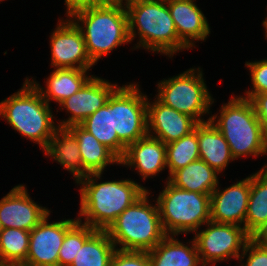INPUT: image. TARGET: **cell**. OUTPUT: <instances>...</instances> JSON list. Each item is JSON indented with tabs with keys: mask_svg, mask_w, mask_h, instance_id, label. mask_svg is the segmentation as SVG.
Here are the masks:
<instances>
[{
	"mask_svg": "<svg viewBox=\"0 0 267 266\" xmlns=\"http://www.w3.org/2000/svg\"><path fill=\"white\" fill-rule=\"evenodd\" d=\"M51 66L89 70L95 64L89 57L83 34L70 18L59 20L50 38Z\"/></svg>",
	"mask_w": 267,
	"mask_h": 266,
	"instance_id": "obj_11",
	"label": "cell"
},
{
	"mask_svg": "<svg viewBox=\"0 0 267 266\" xmlns=\"http://www.w3.org/2000/svg\"><path fill=\"white\" fill-rule=\"evenodd\" d=\"M30 231L18 228L0 230V265L23 264L26 261Z\"/></svg>",
	"mask_w": 267,
	"mask_h": 266,
	"instance_id": "obj_28",
	"label": "cell"
},
{
	"mask_svg": "<svg viewBox=\"0 0 267 266\" xmlns=\"http://www.w3.org/2000/svg\"><path fill=\"white\" fill-rule=\"evenodd\" d=\"M197 124L194 118L161 103L157 98L151 103L147 98L148 135L158 138L164 144L190 134Z\"/></svg>",
	"mask_w": 267,
	"mask_h": 266,
	"instance_id": "obj_16",
	"label": "cell"
},
{
	"mask_svg": "<svg viewBox=\"0 0 267 266\" xmlns=\"http://www.w3.org/2000/svg\"><path fill=\"white\" fill-rule=\"evenodd\" d=\"M113 133L126 147L148 134L147 96L137 83L119 86L113 92Z\"/></svg>",
	"mask_w": 267,
	"mask_h": 266,
	"instance_id": "obj_9",
	"label": "cell"
},
{
	"mask_svg": "<svg viewBox=\"0 0 267 266\" xmlns=\"http://www.w3.org/2000/svg\"><path fill=\"white\" fill-rule=\"evenodd\" d=\"M197 139L200 159L218 173L228 166L230 160H235L224 136L210 120L197 124Z\"/></svg>",
	"mask_w": 267,
	"mask_h": 266,
	"instance_id": "obj_20",
	"label": "cell"
},
{
	"mask_svg": "<svg viewBox=\"0 0 267 266\" xmlns=\"http://www.w3.org/2000/svg\"><path fill=\"white\" fill-rule=\"evenodd\" d=\"M195 0H167L178 38L189 48L196 41H204L210 34L208 20ZM194 41V42H193Z\"/></svg>",
	"mask_w": 267,
	"mask_h": 266,
	"instance_id": "obj_18",
	"label": "cell"
},
{
	"mask_svg": "<svg viewBox=\"0 0 267 266\" xmlns=\"http://www.w3.org/2000/svg\"><path fill=\"white\" fill-rule=\"evenodd\" d=\"M245 63L250 70L254 90L246 91L242 97L251 100L256 94L267 92V59Z\"/></svg>",
	"mask_w": 267,
	"mask_h": 266,
	"instance_id": "obj_31",
	"label": "cell"
},
{
	"mask_svg": "<svg viewBox=\"0 0 267 266\" xmlns=\"http://www.w3.org/2000/svg\"><path fill=\"white\" fill-rule=\"evenodd\" d=\"M117 88V84L92 76L79 91L59 105L71 115L68 119L61 120L58 126L68 128L71 125L81 124L88 116L107 104L109 97Z\"/></svg>",
	"mask_w": 267,
	"mask_h": 266,
	"instance_id": "obj_13",
	"label": "cell"
},
{
	"mask_svg": "<svg viewBox=\"0 0 267 266\" xmlns=\"http://www.w3.org/2000/svg\"><path fill=\"white\" fill-rule=\"evenodd\" d=\"M245 256L248 257L247 261L240 266H267V247L256 237H251L247 241L239 261H242Z\"/></svg>",
	"mask_w": 267,
	"mask_h": 266,
	"instance_id": "obj_32",
	"label": "cell"
},
{
	"mask_svg": "<svg viewBox=\"0 0 267 266\" xmlns=\"http://www.w3.org/2000/svg\"><path fill=\"white\" fill-rule=\"evenodd\" d=\"M207 229L196 231L194 241L202 262L201 266L227 261L229 258L239 259L244 246L251 236L244 227L235 224L215 223L205 224Z\"/></svg>",
	"mask_w": 267,
	"mask_h": 266,
	"instance_id": "obj_10",
	"label": "cell"
},
{
	"mask_svg": "<svg viewBox=\"0 0 267 266\" xmlns=\"http://www.w3.org/2000/svg\"><path fill=\"white\" fill-rule=\"evenodd\" d=\"M156 202L160 221L166 235L196 232L211 221L210 194L186 191L172 185L168 180Z\"/></svg>",
	"mask_w": 267,
	"mask_h": 266,
	"instance_id": "obj_7",
	"label": "cell"
},
{
	"mask_svg": "<svg viewBox=\"0 0 267 266\" xmlns=\"http://www.w3.org/2000/svg\"><path fill=\"white\" fill-rule=\"evenodd\" d=\"M251 102L254 106L256 116L258 117L267 140V92L256 94Z\"/></svg>",
	"mask_w": 267,
	"mask_h": 266,
	"instance_id": "obj_34",
	"label": "cell"
},
{
	"mask_svg": "<svg viewBox=\"0 0 267 266\" xmlns=\"http://www.w3.org/2000/svg\"><path fill=\"white\" fill-rule=\"evenodd\" d=\"M187 246L166 235L152 250L148 251L151 266H198L202 264L194 239Z\"/></svg>",
	"mask_w": 267,
	"mask_h": 266,
	"instance_id": "obj_22",
	"label": "cell"
},
{
	"mask_svg": "<svg viewBox=\"0 0 267 266\" xmlns=\"http://www.w3.org/2000/svg\"><path fill=\"white\" fill-rule=\"evenodd\" d=\"M96 231L82 221H77L65 234L59 250L58 266H70L79 248Z\"/></svg>",
	"mask_w": 267,
	"mask_h": 266,
	"instance_id": "obj_30",
	"label": "cell"
},
{
	"mask_svg": "<svg viewBox=\"0 0 267 266\" xmlns=\"http://www.w3.org/2000/svg\"><path fill=\"white\" fill-rule=\"evenodd\" d=\"M256 238L267 247V227Z\"/></svg>",
	"mask_w": 267,
	"mask_h": 266,
	"instance_id": "obj_37",
	"label": "cell"
},
{
	"mask_svg": "<svg viewBox=\"0 0 267 266\" xmlns=\"http://www.w3.org/2000/svg\"><path fill=\"white\" fill-rule=\"evenodd\" d=\"M67 8L66 16L70 17L74 12L90 6V0H65Z\"/></svg>",
	"mask_w": 267,
	"mask_h": 266,
	"instance_id": "obj_35",
	"label": "cell"
},
{
	"mask_svg": "<svg viewBox=\"0 0 267 266\" xmlns=\"http://www.w3.org/2000/svg\"><path fill=\"white\" fill-rule=\"evenodd\" d=\"M110 266H151L148 252L123 251L116 249L111 258Z\"/></svg>",
	"mask_w": 267,
	"mask_h": 266,
	"instance_id": "obj_33",
	"label": "cell"
},
{
	"mask_svg": "<svg viewBox=\"0 0 267 266\" xmlns=\"http://www.w3.org/2000/svg\"><path fill=\"white\" fill-rule=\"evenodd\" d=\"M121 165L137 170L143 180L162 172L166 165V144L158 138L146 135L126 147Z\"/></svg>",
	"mask_w": 267,
	"mask_h": 266,
	"instance_id": "obj_17",
	"label": "cell"
},
{
	"mask_svg": "<svg viewBox=\"0 0 267 266\" xmlns=\"http://www.w3.org/2000/svg\"><path fill=\"white\" fill-rule=\"evenodd\" d=\"M102 173H91L76 183L80 188V213L77 218L96 230H107L116 218L147 189L131 179L98 183Z\"/></svg>",
	"mask_w": 267,
	"mask_h": 266,
	"instance_id": "obj_1",
	"label": "cell"
},
{
	"mask_svg": "<svg viewBox=\"0 0 267 266\" xmlns=\"http://www.w3.org/2000/svg\"><path fill=\"white\" fill-rule=\"evenodd\" d=\"M200 159L197 139V125L190 134L166 144V165L169 177L189 163Z\"/></svg>",
	"mask_w": 267,
	"mask_h": 266,
	"instance_id": "obj_29",
	"label": "cell"
},
{
	"mask_svg": "<svg viewBox=\"0 0 267 266\" xmlns=\"http://www.w3.org/2000/svg\"><path fill=\"white\" fill-rule=\"evenodd\" d=\"M250 195V176L224 190L217 186L210 194L211 221L244 227Z\"/></svg>",
	"mask_w": 267,
	"mask_h": 266,
	"instance_id": "obj_15",
	"label": "cell"
},
{
	"mask_svg": "<svg viewBox=\"0 0 267 266\" xmlns=\"http://www.w3.org/2000/svg\"><path fill=\"white\" fill-rule=\"evenodd\" d=\"M197 72V73H196ZM156 98L163 104L185 113L194 118L198 123L209 121L201 116L210 113L214 102L203 79V72L190 68L182 74L161 80L157 84Z\"/></svg>",
	"mask_w": 267,
	"mask_h": 266,
	"instance_id": "obj_8",
	"label": "cell"
},
{
	"mask_svg": "<svg viewBox=\"0 0 267 266\" xmlns=\"http://www.w3.org/2000/svg\"><path fill=\"white\" fill-rule=\"evenodd\" d=\"M262 25H263V27L265 28L264 30L266 31L265 33V36H266V38H267V17H266V19L263 21V23H262Z\"/></svg>",
	"mask_w": 267,
	"mask_h": 266,
	"instance_id": "obj_38",
	"label": "cell"
},
{
	"mask_svg": "<svg viewBox=\"0 0 267 266\" xmlns=\"http://www.w3.org/2000/svg\"><path fill=\"white\" fill-rule=\"evenodd\" d=\"M148 190L127 207L106 230L115 248L123 251H150L165 236L157 202L149 203Z\"/></svg>",
	"mask_w": 267,
	"mask_h": 266,
	"instance_id": "obj_6",
	"label": "cell"
},
{
	"mask_svg": "<svg viewBox=\"0 0 267 266\" xmlns=\"http://www.w3.org/2000/svg\"><path fill=\"white\" fill-rule=\"evenodd\" d=\"M25 185L14 186L0 200V227L31 231L50 211L31 199Z\"/></svg>",
	"mask_w": 267,
	"mask_h": 266,
	"instance_id": "obj_14",
	"label": "cell"
},
{
	"mask_svg": "<svg viewBox=\"0 0 267 266\" xmlns=\"http://www.w3.org/2000/svg\"><path fill=\"white\" fill-rule=\"evenodd\" d=\"M68 129L77 139L83 164V178L91 173L103 174L106 166L110 164H120V159L80 124L71 125Z\"/></svg>",
	"mask_w": 267,
	"mask_h": 266,
	"instance_id": "obj_19",
	"label": "cell"
},
{
	"mask_svg": "<svg viewBox=\"0 0 267 266\" xmlns=\"http://www.w3.org/2000/svg\"><path fill=\"white\" fill-rule=\"evenodd\" d=\"M21 89L0 102V116L23 137L44 150L59 128L50 105L27 77Z\"/></svg>",
	"mask_w": 267,
	"mask_h": 266,
	"instance_id": "obj_3",
	"label": "cell"
},
{
	"mask_svg": "<svg viewBox=\"0 0 267 266\" xmlns=\"http://www.w3.org/2000/svg\"><path fill=\"white\" fill-rule=\"evenodd\" d=\"M69 18L80 28L94 63L118 46L131 42L126 7L89 6Z\"/></svg>",
	"mask_w": 267,
	"mask_h": 266,
	"instance_id": "obj_5",
	"label": "cell"
},
{
	"mask_svg": "<svg viewBox=\"0 0 267 266\" xmlns=\"http://www.w3.org/2000/svg\"><path fill=\"white\" fill-rule=\"evenodd\" d=\"M126 4V0H90V6L126 7Z\"/></svg>",
	"mask_w": 267,
	"mask_h": 266,
	"instance_id": "obj_36",
	"label": "cell"
},
{
	"mask_svg": "<svg viewBox=\"0 0 267 266\" xmlns=\"http://www.w3.org/2000/svg\"><path fill=\"white\" fill-rule=\"evenodd\" d=\"M267 227V168L250 175V195L244 222L245 231L256 237Z\"/></svg>",
	"mask_w": 267,
	"mask_h": 266,
	"instance_id": "obj_23",
	"label": "cell"
},
{
	"mask_svg": "<svg viewBox=\"0 0 267 266\" xmlns=\"http://www.w3.org/2000/svg\"><path fill=\"white\" fill-rule=\"evenodd\" d=\"M220 109L219 117L209 118L224 136L235 159L267 154L264 130L250 99L234 96Z\"/></svg>",
	"mask_w": 267,
	"mask_h": 266,
	"instance_id": "obj_4",
	"label": "cell"
},
{
	"mask_svg": "<svg viewBox=\"0 0 267 266\" xmlns=\"http://www.w3.org/2000/svg\"><path fill=\"white\" fill-rule=\"evenodd\" d=\"M80 125L119 159L123 157L126 146L118 139L117 133H113V93L107 104L88 116Z\"/></svg>",
	"mask_w": 267,
	"mask_h": 266,
	"instance_id": "obj_26",
	"label": "cell"
},
{
	"mask_svg": "<svg viewBox=\"0 0 267 266\" xmlns=\"http://www.w3.org/2000/svg\"><path fill=\"white\" fill-rule=\"evenodd\" d=\"M49 215L30 231L26 265L58 266L59 250L65 234L78 221L76 218L49 223Z\"/></svg>",
	"mask_w": 267,
	"mask_h": 266,
	"instance_id": "obj_12",
	"label": "cell"
},
{
	"mask_svg": "<svg viewBox=\"0 0 267 266\" xmlns=\"http://www.w3.org/2000/svg\"><path fill=\"white\" fill-rule=\"evenodd\" d=\"M115 250L106 230H96L79 248L70 266H110Z\"/></svg>",
	"mask_w": 267,
	"mask_h": 266,
	"instance_id": "obj_27",
	"label": "cell"
},
{
	"mask_svg": "<svg viewBox=\"0 0 267 266\" xmlns=\"http://www.w3.org/2000/svg\"><path fill=\"white\" fill-rule=\"evenodd\" d=\"M217 174H219L217 171L199 159L175 171L168 181L186 191L211 194L219 184Z\"/></svg>",
	"mask_w": 267,
	"mask_h": 266,
	"instance_id": "obj_25",
	"label": "cell"
},
{
	"mask_svg": "<svg viewBox=\"0 0 267 266\" xmlns=\"http://www.w3.org/2000/svg\"><path fill=\"white\" fill-rule=\"evenodd\" d=\"M13 266H29V265H26V264H13Z\"/></svg>",
	"mask_w": 267,
	"mask_h": 266,
	"instance_id": "obj_39",
	"label": "cell"
},
{
	"mask_svg": "<svg viewBox=\"0 0 267 266\" xmlns=\"http://www.w3.org/2000/svg\"><path fill=\"white\" fill-rule=\"evenodd\" d=\"M126 10L130 41L139 35L136 49L143 47L170 58L177 51L189 49L178 38L167 0H133L126 4Z\"/></svg>",
	"mask_w": 267,
	"mask_h": 266,
	"instance_id": "obj_2",
	"label": "cell"
},
{
	"mask_svg": "<svg viewBox=\"0 0 267 266\" xmlns=\"http://www.w3.org/2000/svg\"><path fill=\"white\" fill-rule=\"evenodd\" d=\"M87 71L89 70L55 68L46 80L47 88L45 90L36 81H30L36 86L48 104L51 100H55L60 105L64 100L79 91L93 76H88Z\"/></svg>",
	"mask_w": 267,
	"mask_h": 266,
	"instance_id": "obj_21",
	"label": "cell"
},
{
	"mask_svg": "<svg viewBox=\"0 0 267 266\" xmlns=\"http://www.w3.org/2000/svg\"><path fill=\"white\" fill-rule=\"evenodd\" d=\"M46 156L60 163L77 182L83 178V164L77 139L68 128H58L43 150Z\"/></svg>",
	"mask_w": 267,
	"mask_h": 266,
	"instance_id": "obj_24",
	"label": "cell"
}]
</instances>
